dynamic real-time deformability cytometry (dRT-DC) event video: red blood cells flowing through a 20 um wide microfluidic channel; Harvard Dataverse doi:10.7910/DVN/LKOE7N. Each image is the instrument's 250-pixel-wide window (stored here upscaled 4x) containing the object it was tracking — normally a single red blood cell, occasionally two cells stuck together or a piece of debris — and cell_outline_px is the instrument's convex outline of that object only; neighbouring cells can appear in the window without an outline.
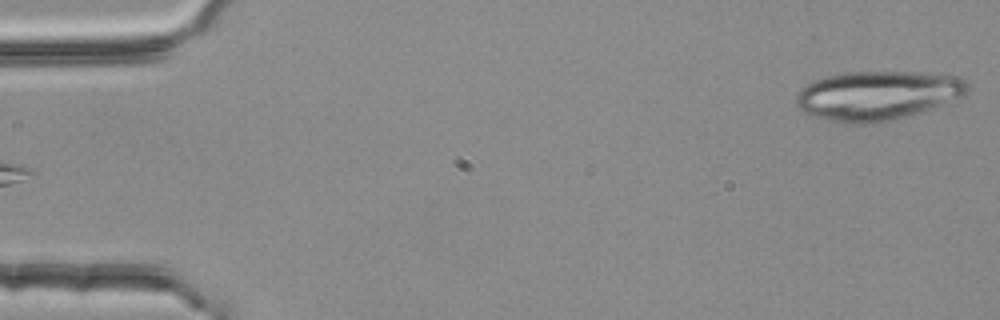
{"species": "common noctule bat (a hibernating species)", "species_latin": "Nyctalus noctula", "temperature_condition": "room temperature", "stored_images_in_passage": 4, "camera_frame_rate_fps": 3000, "um_per_image_px": 0.085, "animal": {"sex": "female", "body_mass_g": 25.1}, "frame": {"image": 1, "passage_image": 1, "time_ms": 0.0, "image_size_px": [1000, 320], "cell_outline_px": [[968, 88], [964, 92], [956, 96], [896, 120], [876, 124], [848, 124], [816, 116], [804, 112], [796, 104], [796, 96], [800, 88], [812, 80], [844, 72], [916, 72], [960, 76], [968, 84]], "centroid_in_image_um": [74.47, 8.1], "position_along_channel_um": 10.5, "area_um2": 48.32}}